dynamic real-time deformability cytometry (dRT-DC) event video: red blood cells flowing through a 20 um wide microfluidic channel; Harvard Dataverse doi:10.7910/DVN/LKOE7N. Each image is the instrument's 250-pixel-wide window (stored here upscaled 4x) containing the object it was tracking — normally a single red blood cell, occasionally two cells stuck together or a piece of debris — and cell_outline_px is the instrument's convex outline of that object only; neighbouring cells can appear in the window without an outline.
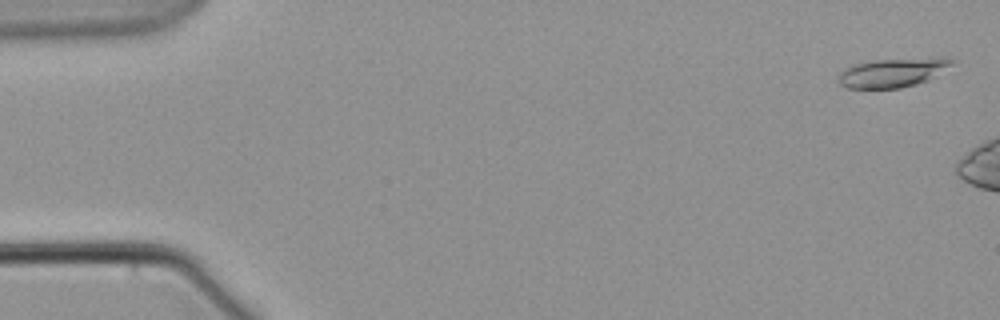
{"species": "common noctule bat (a hibernating species)", "species_latin": "Nyctalus noctula", "temperature_condition": "warm", "stored_images_in_passage": 3, "camera_frame_rate_fps": 3000, "um_per_image_px": 0.085, "animal": {"sex": "male", "body_mass_g": 21.5, "forearm_length_mm": 52.0}, "frame": {"image": 1, "passage_image": 1, "time_ms": 0.0, "image_size_px": [1000, 320], "cell_outline_px": [[956, 60], [952, 64], [928, 80], [916, 84], [900, 88], [848, 88], [840, 84], [840, 72], [844, 68], [852, 64], [876, 60], [940, 56], [948, 56]], "centroid_in_image_um": [75.93, 6.14], "position_along_channel_um": 9.1, "area_um2": 19.36}}